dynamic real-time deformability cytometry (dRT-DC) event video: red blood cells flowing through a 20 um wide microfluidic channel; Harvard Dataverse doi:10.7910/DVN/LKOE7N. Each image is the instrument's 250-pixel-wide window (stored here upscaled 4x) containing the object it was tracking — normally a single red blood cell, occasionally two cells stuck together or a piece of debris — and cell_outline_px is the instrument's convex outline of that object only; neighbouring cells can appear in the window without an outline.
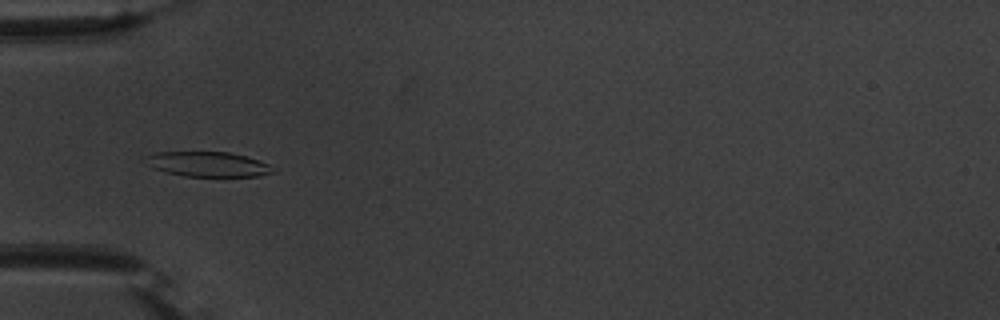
{"species": "common noctule bat (a hibernating species)", "species_latin": "Nyctalus noctula", "temperature_condition": "warm", "stored_images_in_passage": 49, "camera_frame_rate_fps": 3000, "um_per_image_px": 0.085, "animal": {"sex": "male", "body_mass_g": 20.1, "forearm_length_mm": 53.5}, "frame": {"image": 1, "passage_image": 12, "time_ms": 3.667, "image_size_px": [1000, 320], "cell_outline_px": [[276, 172], [260, 176], [184, 176], [152, 168], [140, 160], [144, 156], [156, 152], [228, 152], [244, 156], [268, 164], [276, 168]], "centroid_in_image_um": [17.62, 13.96], "position_along_channel_um": 67.4, "area_um2": 18.61}}
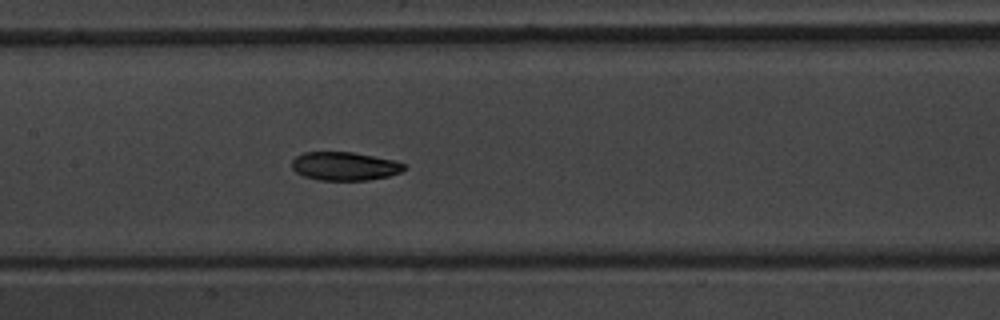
{"frame": {"image": 2, "passage_image": 21, "time_ms": 6.667, "image_size_px": [1000, 320], "cell_outline_px": [[408, 164], [400, 172], [388, 176], [368, 180], [320, 180], [304, 176], [296, 172], [292, 168], [292, 160], [296, 156], [304, 152], [352, 152], [396, 160]], "centroid_in_image_um": [29.31, 14.12], "position_along_channel_um": 178.1, "area_um2": 18.67}}
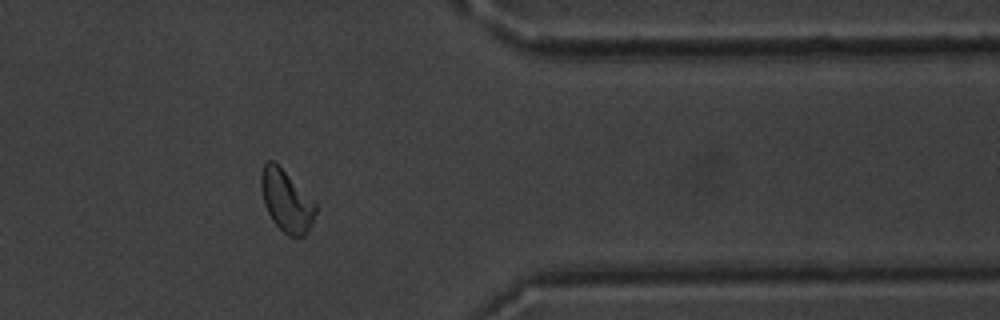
{"frame": {"image": 3, "passage_image": 39, "time_ms": 12.667, "image_size_px": [1000, 320], "cell_outline_px": [[316, 212], [312, 224], [304, 236], [296, 240], [288, 236], [272, 220], [264, 204], [260, 188], [260, 172], [264, 164], [268, 160], [272, 160], [316, 204]], "centroid_in_image_um": [24.32, 17.13], "position_along_channel_um": 387.1, "area_um2": 19.36}, "authors_computed_cell_mechanics": {"area_um2": 19.4786, "velocity_mm_per_s": 3.7017, "shape_relaxation_time_tau1_ms": 2.4774, "shape_relaxation_time_tau2_ms": 6.6935, "deformation_change_tau1": 0.1156, "deformation_change_tau2": 0.1166}}